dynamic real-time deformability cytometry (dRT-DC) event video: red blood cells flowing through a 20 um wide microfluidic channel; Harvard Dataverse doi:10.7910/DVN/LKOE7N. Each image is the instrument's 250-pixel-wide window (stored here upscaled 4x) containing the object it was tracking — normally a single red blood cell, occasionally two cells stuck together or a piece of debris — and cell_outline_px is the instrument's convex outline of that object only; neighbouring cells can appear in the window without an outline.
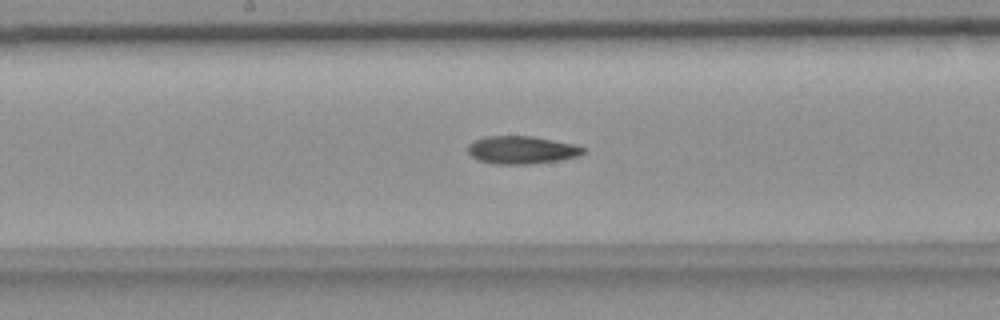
{"species": "common noctule bat (a hibernating species)", "species_latin": "Nyctalus noctula", "temperature_condition": "room temperature", "stored_images_in_passage": 40, "camera_frame_rate_fps": 3000, "um_per_image_px": 0.085, "animal": {"sex": "female", "body_mass_g": 18.4}, "frame": {"image": 1, "passage_image": 13, "time_ms": 4.0, "image_size_px": [1000, 320], "cell_outline_px": [[584, 152], [580, 156], [560, 160], [528, 164], [492, 164], [476, 160], [468, 152], [468, 144], [484, 136], [532, 136], [576, 144], [584, 148]], "centroid_in_image_um": [44.34, 12.75], "position_along_channel_um": 203.9, "area_um2": 18.84}}
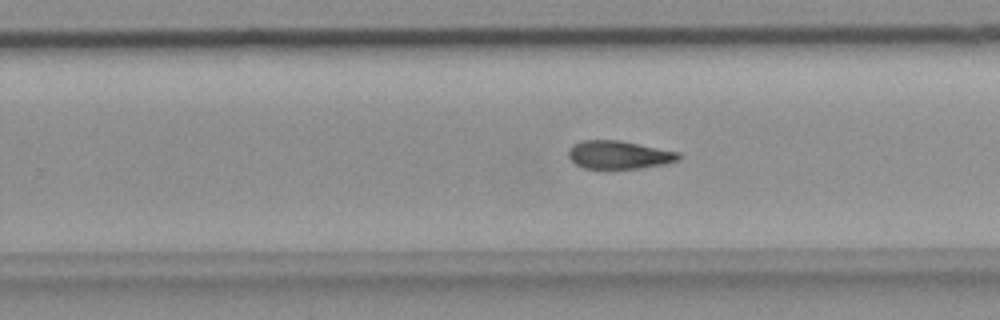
{"frame": {"image": 2, "passage_image": 19, "time_ms": 6.0, "image_size_px": [1000, 320], "cell_outline_px": [[680, 156], [676, 160], [664, 164], [640, 168], [584, 168], [576, 164], [568, 156], [568, 148], [572, 144], [580, 140], [620, 140], [680, 152]], "centroid_in_image_um": [52.57, 13.14], "position_along_channel_um": 277.2, "area_um2": 18.03}}
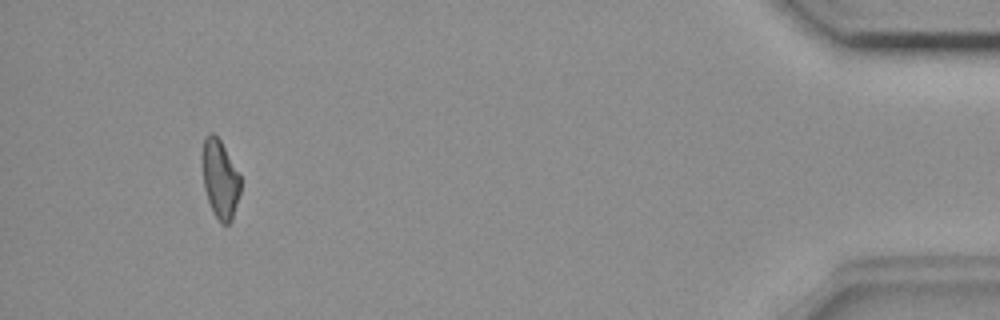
{"frame": {"image": 3, "passage_image": 36, "time_ms": 11.667, "image_size_px": [1000, 320], "cell_outline_px": [[240, 192], [232, 220], [228, 224], [220, 224], [212, 212], [204, 188], [200, 164], [200, 160], [204, 136], [208, 132], [212, 132], [220, 140], [240, 172]], "centroid_in_image_um": [18.67, 15.19], "position_along_channel_um": 416.5, "area_um2": 18.15}}